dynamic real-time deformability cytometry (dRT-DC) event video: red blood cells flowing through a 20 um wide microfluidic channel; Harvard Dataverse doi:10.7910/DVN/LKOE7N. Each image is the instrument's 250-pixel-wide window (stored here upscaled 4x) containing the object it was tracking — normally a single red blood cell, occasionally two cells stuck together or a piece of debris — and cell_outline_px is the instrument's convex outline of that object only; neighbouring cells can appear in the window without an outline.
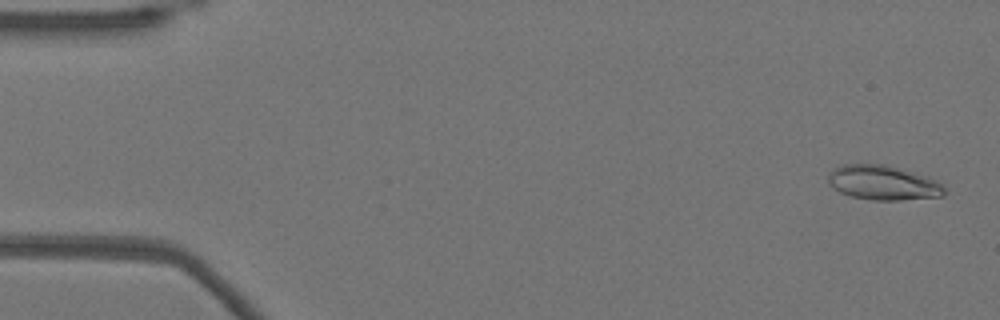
{"species": "Egyptian fruit bat (a non-hibernating species)", "species_latin": "Rousettus aegyptiacus", "temperature_condition": "warm", "stored_images_in_passage": 52, "camera_frame_rate_fps": 3000, "um_per_image_px": 0.085, "animal": {"sex": "female"}, "frame": {"image": 1, "passage_image": 2, "time_ms": 0.333, "image_size_px": [1000, 320], "cell_outline_px": [[944, 196], [900, 200], [872, 200], [848, 196], [832, 188], [828, 184], [828, 172], [832, 168], [844, 164], [884, 164], [928, 176], [936, 180], [944, 188]], "centroid_in_image_um": [75.01, 15.53], "position_along_channel_um": 10.0, "area_um2": 23.64}}
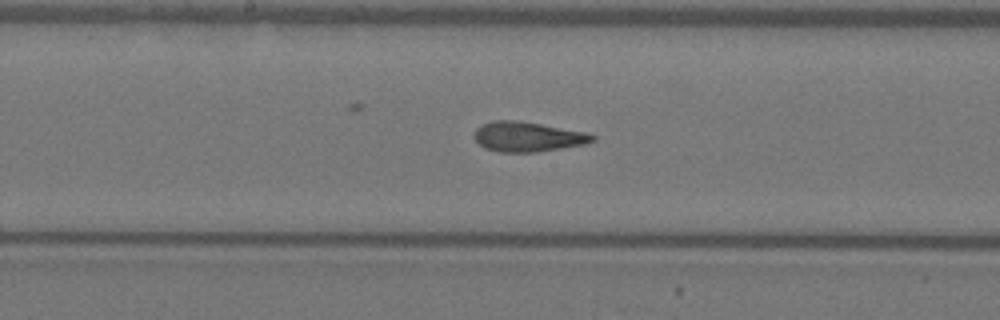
{"frame": {"image": 2, "passage_image": 27, "time_ms": 8.667, "image_size_px": [1000, 320], "cell_outline_px": [[596, 140], [584, 144], [536, 152], [500, 152], [484, 148], [472, 136], [472, 132], [480, 124], [492, 120], [516, 120], [588, 132], [596, 136]], "centroid_in_image_um": [44.81, 11.61], "position_along_channel_um": 203.4, "area_um2": 20.75}}
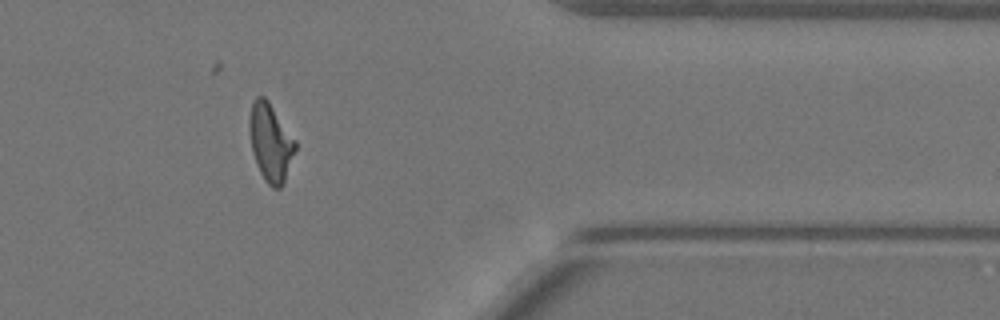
{"frame": {"image": 3, "passage_image": 43, "time_ms": 14.0, "image_size_px": [1000, 320], "cell_outline_px": [[296, 148], [284, 184], [280, 188], [272, 188], [264, 180], [256, 164], [252, 152], [248, 128], [248, 120], [252, 104], [256, 96], [264, 96], [268, 100], [296, 140]], "centroid_in_image_um": [22.99, 12.11], "position_along_channel_um": 388.4, "area_um2": 21.04}, "authors_computed_cell_mechanics": {"area_um2": 20.9236, "velocity_mm_per_s": 3.8506, "shape_relaxation_time_tau1_ms": 6.2336, "shape_relaxation_time_tau2_ms": 1.5935, "deformation_change_tau1": 0.2282, "deformation_change_tau2": 0.1022}}